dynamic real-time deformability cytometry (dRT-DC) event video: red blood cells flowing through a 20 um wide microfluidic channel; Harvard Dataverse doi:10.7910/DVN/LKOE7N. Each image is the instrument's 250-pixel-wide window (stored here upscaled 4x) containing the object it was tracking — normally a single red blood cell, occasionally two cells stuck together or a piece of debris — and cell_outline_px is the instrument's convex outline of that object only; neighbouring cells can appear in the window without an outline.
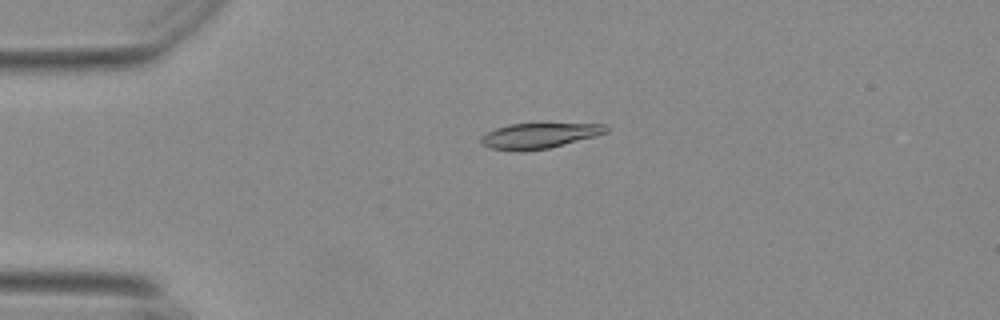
{"species": "Egyptian fruit bat (a non-hibernating species)", "species_latin": "Rousettus aegyptiacus", "temperature_condition": "warm", "stored_images_in_passage": 55, "camera_frame_rate_fps": 3000, "um_per_image_px": 0.085, "animal": {"sex": "female"}, "frame": {"image": 1, "passage_image": 13, "time_ms": 4.0, "image_size_px": [1000, 320], "cell_outline_px": [[608, 132], [596, 136], [548, 148], [488, 148], [480, 144], [480, 136], [496, 128], [508, 124], [604, 124], [608, 128]], "centroid_in_image_um": [45.85, 11.49], "position_along_channel_um": 39.2, "area_um2": 17.63}}
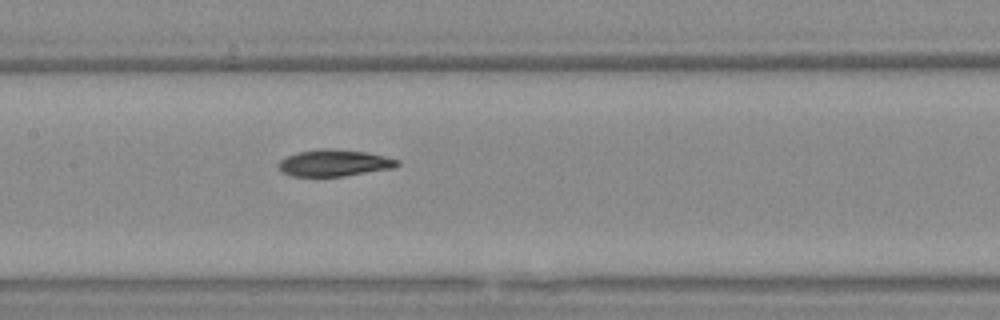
{"frame": {"image": 2, "passage_image": 27, "time_ms": 8.667, "image_size_px": [1000, 320], "cell_outline_px": [[400, 164], [392, 168], [344, 176], [292, 176], [284, 172], [280, 168], [280, 160], [288, 156], [300, 152], [316, 148], [336, 148], [368, 152], [400, 160]], "centroid_in_image_um": [28.46, 13.83], "position_along_channel_um": 178.9, "area_um2": 18.38}}
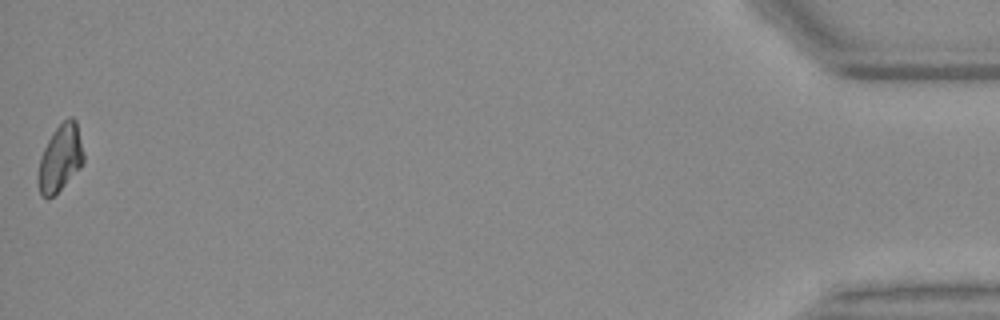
{"frame": {"image": 3, "passage_image": 55, "time_ms": 18.0, "image_size_px": [1000, 320], "cell_outline_px": [[84, 160], [80, 168], [52, 196], [44, 196], [40, 192], [36, 180], [36, 176], [40, 156], [52, 132], [68, 116], [72, 116], [76, 120], [84, 156]], "centroid_in_image_um": [5.1, 13.4], "position_along_channel_um": 430.1, "area_um2": 17.51}, "authors_computed_cell_mechanics": {"area_um2": 18.3804, "velocity_mm_per_s": 3.7137, "shape_relaxation_time_tau1_ms": 5.8739, "shape_relaxation_time_tau2_ms": 6.4846, "deformation_change_tau1": 0.1779, "deformation_change_tau2": 0.11}}